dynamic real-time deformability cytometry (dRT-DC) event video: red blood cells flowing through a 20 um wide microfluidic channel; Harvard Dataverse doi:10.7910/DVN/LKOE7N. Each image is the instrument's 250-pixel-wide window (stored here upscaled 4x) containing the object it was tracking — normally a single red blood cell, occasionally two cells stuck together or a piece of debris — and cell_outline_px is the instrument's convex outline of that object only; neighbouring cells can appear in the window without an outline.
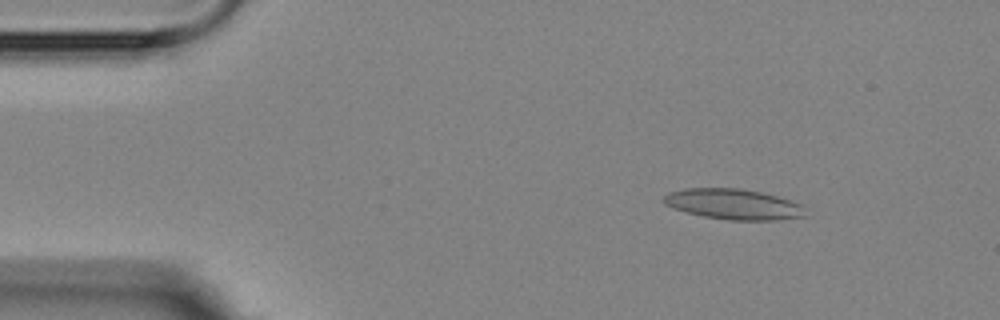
{"species": "Egyptian fruit bat (a non-hibernating species)", "species_latin": "Rousettus aegyptiacus", "temperature_condition": "room temperature", "stored_images_in_passage": 7, "camera_frame_rate_fps": 3000, "um_per_image_px": 0.085, "animal": {"sex": "female"}, "frame": {"image": 1, "passage_image": 2, "time_ms": 1.333, "image_size_px": [1000, 320], "cell_outline_px": [[808, 216], [776, 220], [728, 220], [704, 216], [688, 212], [664, 204], [660, 200], [668, 192], [684, 188], [740, 188], [760, 192], [776, 196], [804, 204]], "centroid_in_image_um": [62.38, 17.35], "position_along_channel_um": 22.6, "area_um2": 25.37}}
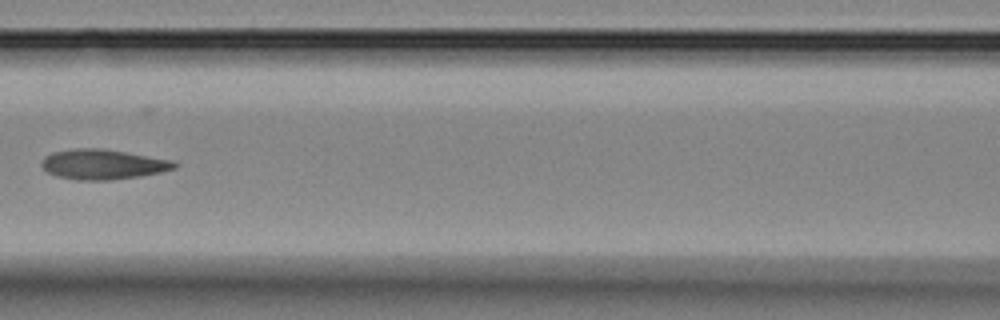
{"frame": {"image": 2, "passage_image": 7, "time_ms": 7.0, "image_size_px": [1000, 320], "cell_outline_px": [[180, 164], [176, 168], [160, 172], [140, 176], [108, 180], [80, 180], [56, 176], [48, 172], [40, 164], [44, 156], [52, 152], [76, 148], [100, 148], [176, 160]], "centroid_in_image_um": [8.78, 13.96], "position_along_channel_um": 157.8, "area_um2": 23.35}}